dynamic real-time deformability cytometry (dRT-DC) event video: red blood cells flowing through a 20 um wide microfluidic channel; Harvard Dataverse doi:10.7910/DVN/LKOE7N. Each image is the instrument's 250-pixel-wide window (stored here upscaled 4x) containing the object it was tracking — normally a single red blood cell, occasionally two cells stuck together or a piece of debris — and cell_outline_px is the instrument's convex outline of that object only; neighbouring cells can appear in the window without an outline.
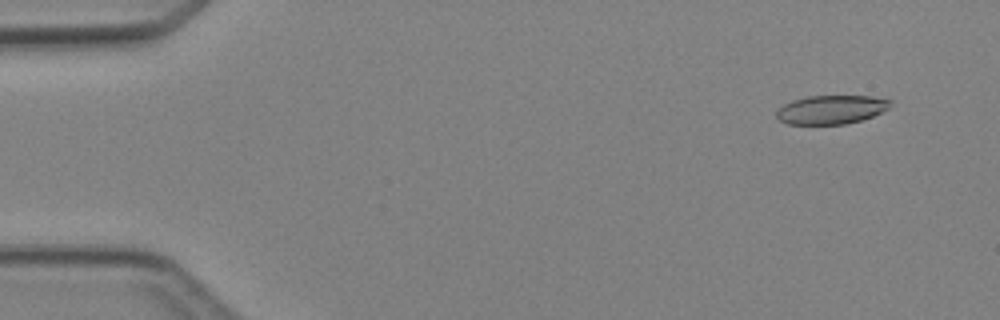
{"species": "Egyptian fruit bat (a non-hibernating species)", "species_latin": "Rousettus aegyptiacus", "temperature_condition": "cold", "stored_images_in_passage": 4, "camera_frame_rate_fps": 3000, "um_per_image_px": 0.085, "animal": {"sex": "female"}, "frame": {"image": 1, "passage_image": 1, "time_ms": 0.0, "image_size_px": [1000, 320], "cell_outline_px": [[892, 100], [888, 108], [872, 116], [860, 120], [844, 124], [788, 124], [780, 120], [776, 116], [776, 112], [784, 104], [792, 100], [808, 96], [872, 96]], "centroid_in_image_um": [70.64, 9.31], "position_along_channel_um": 14.4, "area_um2": 18.9}}
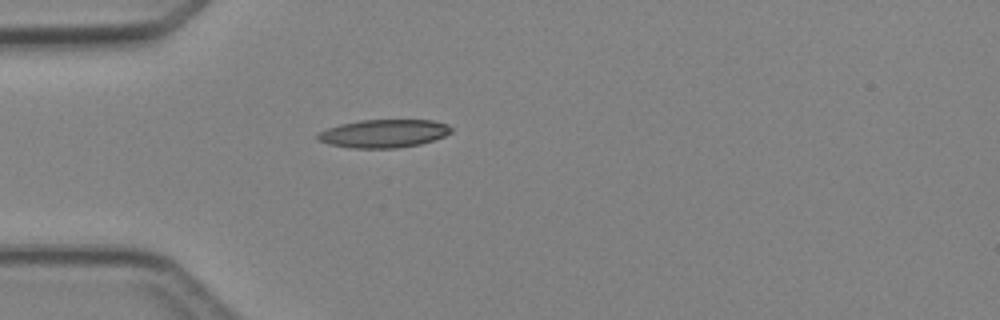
{"frame": {"image": 2, "passage_image": 4, "time_ms": 3.333, "image_size_px": [1000, 320], "cell_outline_px": [[452, 132], [444, 136], [420, 144], [396, 148], [352, 148], [328, 144], [316, 140], [316, 136], [320, 132], [328, 128], [340, 124], [360, 120], [432, 120], [448, 124], [452, 128]], "centroid_in_image_um": [32.61, 11.35], "position_along_channel_um": 52.4, "area_um2": 21.91}}